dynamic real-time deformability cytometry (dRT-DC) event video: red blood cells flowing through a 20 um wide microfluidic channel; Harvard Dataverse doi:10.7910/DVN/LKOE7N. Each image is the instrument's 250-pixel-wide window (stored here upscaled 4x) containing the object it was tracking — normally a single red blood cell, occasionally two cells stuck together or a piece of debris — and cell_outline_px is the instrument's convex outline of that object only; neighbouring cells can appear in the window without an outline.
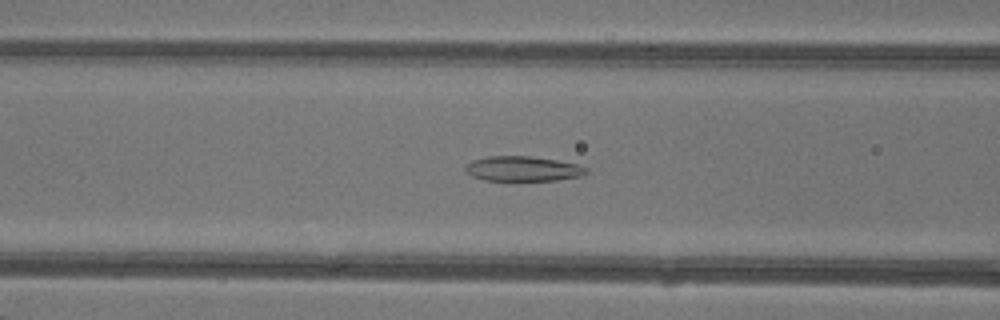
{"species": "common noctule bat (a hibernating species)", "species_latin": "Nyctalus noctula", "temperature_condition": "warm", "stored_images_in_passage": 38, "camera_frame_rate_fps": 3000, "um_per_image_px": 0.085, "animal": {"sex": "female"}, "frame": {"image": 1, "passage_image": 10, "time_ms": 3.0, "image_size_px": [1000, 320], "cell_outline_px": [[588, 172], [580, 176], [556, 180], [484, 180], [472, 176], [464, 168], [468, 164], [476, 160], [488, 156], [528, 156], [556, 160], [576, 164], [588, 168]], "centroid_in_image_um": [44.47, 14.34], "position_along_channel_um": 122.1, "area_um2": 17.22}}
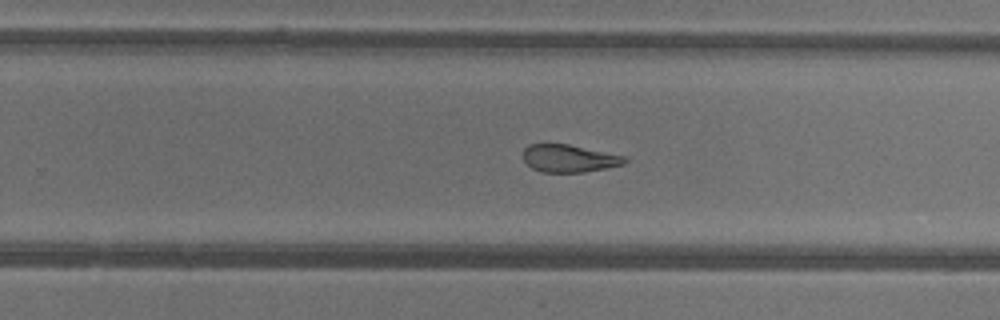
{"frame": {"image": 2, "passage_image": 21, "time_ms": 6.667, "image_size_px": [1000, 320], "cell_outline_px": [[628, 160], [624, 164], [608, 168], [584, 172], [540, 172], [532, 168], [524, 160], [524, 148], [528, 144], [568, 144], [624, 156]], "centroid_in_image_um": [48.37, 13.47], "position_along_channel_um": 281.4, "area_um2": 16.24}}
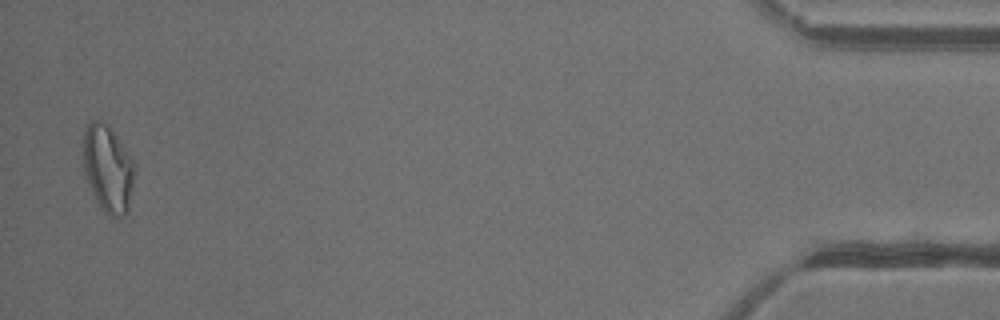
{"frame": {"image": 3, "passage_image": 37, "time_ms": 12.0, "image_size_px": [1000, 320], "cell_outline_px": [[136, 164], [128, 212], [124, 216], [116, 220], [104, 212], [100, 208], [84, 176], [80, 144], [84, 132], [88, 124], [92, 120], [100, 120], [108, 124]], "centroid_in_image_um": [9.14, 14.34], "position_along_channel_um": 426.1, "area_um2": 26.93}, "authors_computed_cell_mechanics": {"area_um2": 18.8717, "velocity_mm_per_s": 4.352, "shape_relaxation_time_tau1_ms": null, "shape_relaxation_time_tau2_ms": 2.3467, "deformation_change_tau1": null, "deformation_change_tau2": 0.1105}}